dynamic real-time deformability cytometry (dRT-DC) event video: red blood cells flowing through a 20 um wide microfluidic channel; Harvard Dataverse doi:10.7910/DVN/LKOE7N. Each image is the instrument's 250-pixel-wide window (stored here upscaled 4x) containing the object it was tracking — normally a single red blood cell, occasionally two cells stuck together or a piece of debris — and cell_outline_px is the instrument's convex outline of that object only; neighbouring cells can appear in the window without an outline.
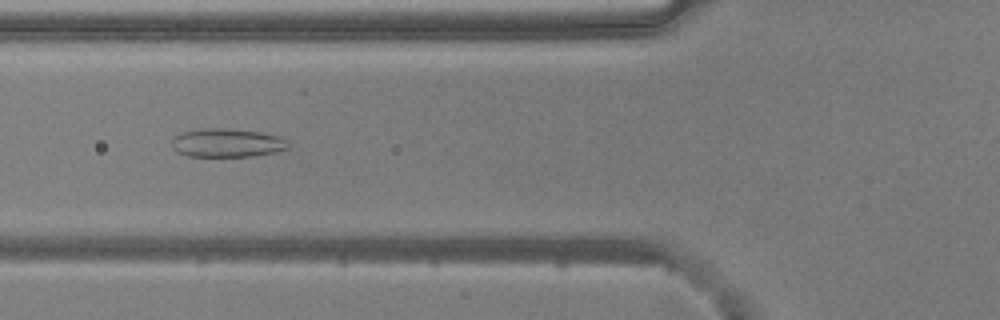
{"species": "common noctule bat (a hibernating species)", "species_latin": "Nyctalus noctula", "temperature_condition": "warm", "stored_images_in_passage": 53, "camera_frame_rate_fps": 3000, "um_per_image_px": 0.085, "animal": {"sex": "male", "body_mass_g": 20.5, "forearm_length_mm": 52.5}, "frame": {"image": 1, "passage_image": 20, "time_ms": 6.333, "image_size_px": [1000, 320], "cell_outline_px": [[288, 148], [276, 152], [252, 156], [188, 156], [176, 152], [172, 148], [172, 140], [176, 136], [184, 132], [204, 128], [228, 128], [260, 132], [280, 136], [288, 140]], "centroid_in_image_um": [19.32, 12.14], "position_along_channel_um": 106.5, "area_um2": 19.42}}
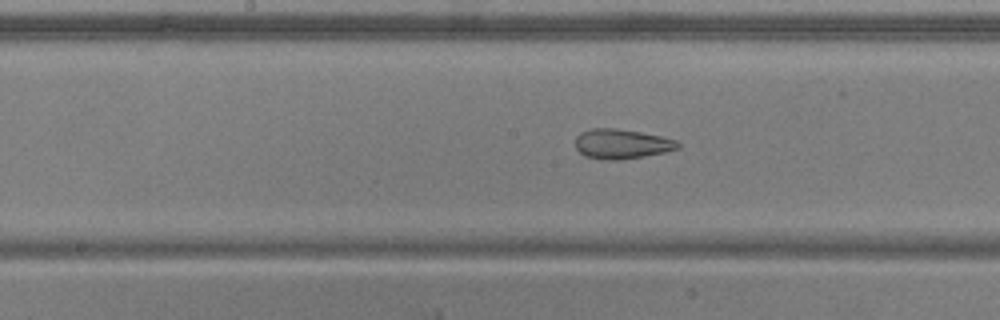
{"frame": {"image": 2, "passage_image": 27, "time_ms": 8.667, "image_size_px": [1000, 320], "cell_outline_px": [[680, 148], [664, 152], [616, 160], [600, 160], [584, 156], [576, 148], [576, 136], [580, 132], [592, 128], [616, 128], [640, 132], [660, 136], [676, 140], [680, 144]], "centroid_in_image_um": [52.8, 12.23], "position_along_channel_um": 195.4, "area_um2": 17.69}}
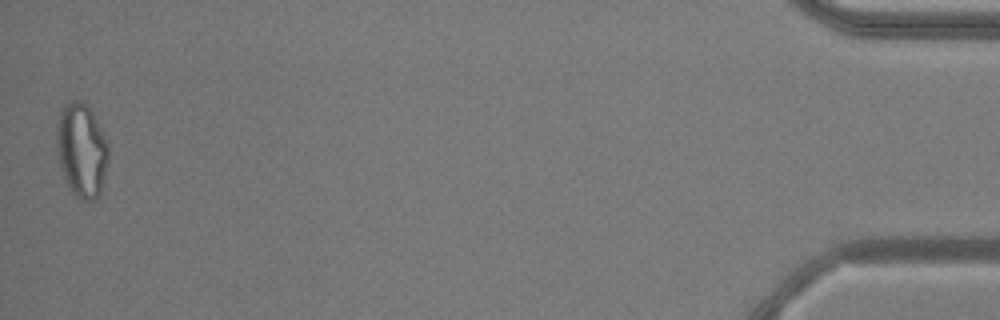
{"frame": {"image": 3, "passage_image": 53, "time_ms": 17.333, "image_size_px": [1000, 320], "cell_outline_px": [[108, 160], [100, 192], [96, 200], [80, 200], [68, 188], [60, 168], [56, 152], [56, 124], [60, 108], [68, 100], [84, 100], [92, 112], [108, 144]], "centroid_in_image_um": [6.89, 12.74], "position_along_channel_um": 428.3, "area_um2": 28.84}, "authors_computed_cell_mechanics": {"area_um2": 22.5998, "velocity_mm_per_s": 3.7831, "shape_relaxation_time_tau1_ms": null, "shape_relaxation_time_tau2_ms": 1.464, "deformation_change_tau1": null, "deformation_change_tau2": 0.0945}}